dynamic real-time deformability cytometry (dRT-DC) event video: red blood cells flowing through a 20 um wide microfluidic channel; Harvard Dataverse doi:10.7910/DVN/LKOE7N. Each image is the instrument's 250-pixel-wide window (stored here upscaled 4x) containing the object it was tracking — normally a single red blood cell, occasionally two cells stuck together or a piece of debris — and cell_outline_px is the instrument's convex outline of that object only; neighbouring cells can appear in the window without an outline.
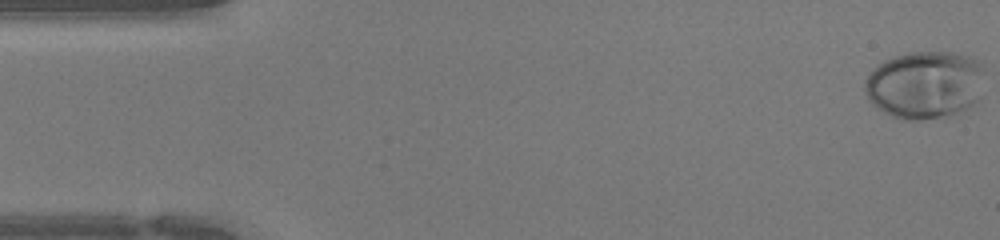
{"species": "human", "species_latin": "Homo sapiens", "temperature_condition": "warm", "stored_images_in_passage": 45, "camera_frame_rate_fps": 3000, "um_per_image_px": 0.085, "donor": {"sex": "female"}, "frame": {"image": 1, "passage_image": 1, "time_ms": 0.0, "image_size_px": [1000, 240], "cell_outline_px": [[980, 100], [976, 104], [968, 108], [948, 116], [920, 120], [904, 120], [892, 116], [876, 108], [868, 100], [864, 88], [864, 80], [872, 68], [884, 60], [908, 52], [952, 52], [968, 56], [980, 60]], "centroid_in_image_um": [78.57, 7.22], "position_along_channel_um": 6.4, "area_um2": 47.57}}
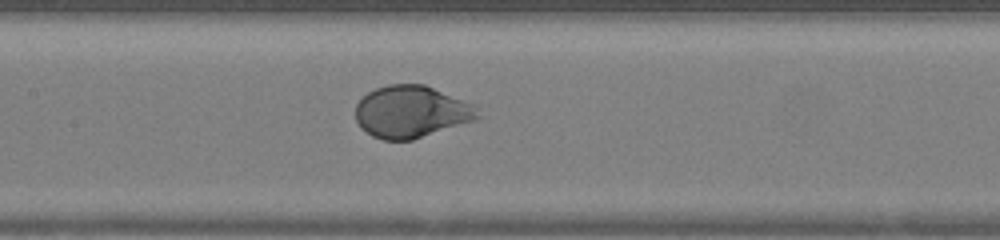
{"frame": {"image": 2, "passage_image": 21, "time_ms": 6.667, "image_size_px": [1000, 240], "cell_outline_px": [[480, 116], [476, 120], [412, 140], [384, 140], [372, 136], [360, 128], [356, 120], [356, 104], [368, 92], [376, 88], [388, 84], [424, 84], [476, 104]], "centroid_in_image_um": [34.98, 9.5], "position_along_channel_um": 172.4, "area_um2": 37.34}}
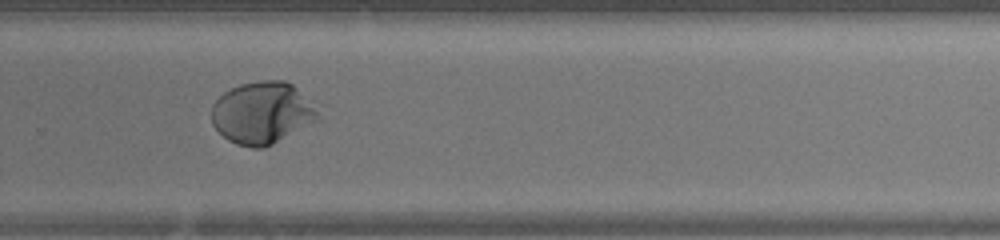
{"frame": {"image": 3, "passage_image": 30, "time_ms": 9.667, "image_size_px": [1000, 240], "cell_outline_px": [[320, 120], [264, 148], [252, 148], [236, 144], [228, 140], [212, 124], [212, 104], [224, 92], [240, 84], [260, 80], [284, 80], [292, 84], [316, 100], [320, 116]], "centroid_in_image_um": [22.37, 9.57], "position_along_channel_um": 307.4, "area_um2": 39.19}}